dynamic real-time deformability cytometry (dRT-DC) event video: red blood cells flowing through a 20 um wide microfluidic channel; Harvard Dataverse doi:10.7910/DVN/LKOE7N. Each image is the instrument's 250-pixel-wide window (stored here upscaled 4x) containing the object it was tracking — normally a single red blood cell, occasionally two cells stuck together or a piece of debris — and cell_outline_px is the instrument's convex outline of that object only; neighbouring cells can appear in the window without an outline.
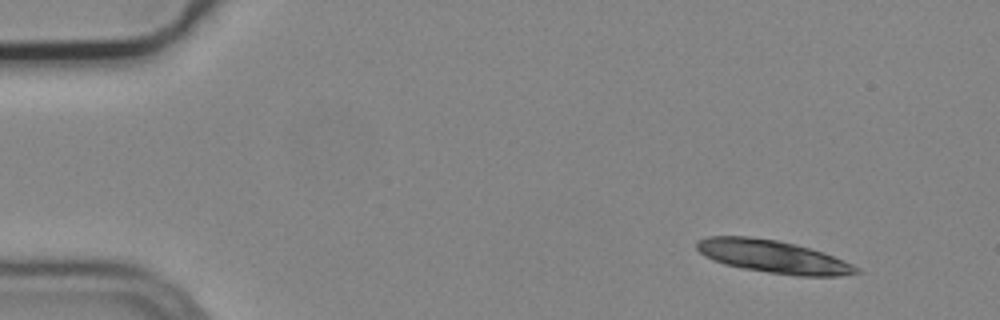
{"species": "common noctule bat (a hibernating species)", "species_latin": "Nyctalus noctula", "temperature_condition": "cold", "stored_images_in_passage": 5, "camera_frame_rate_fps": 3000, "um_per_image_px": 0.085, "animal": {"sex": "male", "body_mass_g": 19.2, "forearm_length_mm": 51.8}, "frame": {"image": 1, "passage_image": 1, "time_ms": 0.0, "image_size_px": [1000, 320], "cell_outline_px": [[860, 272], [840, 276], [796, 276], [740, 268], [724, 264], [712, 260], [704, 256], [696, 248], [696, 240], [708, 236], [748, 236], [776, 240], [796, 244], [824, 252], [844, 260], [860, 268]], "centroid_in_image_um": [65.69, 21.81], "position_along_channel_um": 19.3, "area_um2": 30.69}}